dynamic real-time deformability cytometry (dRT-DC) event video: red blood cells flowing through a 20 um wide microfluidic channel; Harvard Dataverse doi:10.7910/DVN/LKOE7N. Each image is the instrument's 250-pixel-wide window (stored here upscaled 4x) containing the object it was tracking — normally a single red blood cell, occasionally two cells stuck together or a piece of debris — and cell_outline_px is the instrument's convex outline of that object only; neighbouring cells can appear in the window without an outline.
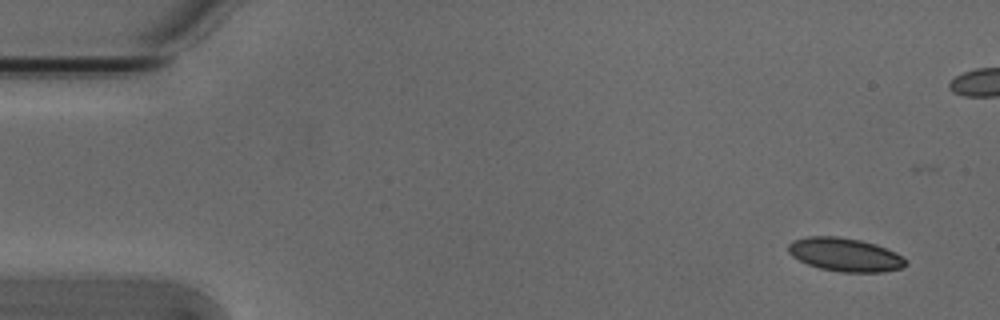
{"species": "Egyptian fruit bat (a non-hibernating species)", "species_latin": "Rousettus aegyptiacus", "temperature_condition": "cold", "stored_images_in_passage": 5, "camera_frame_rate_fps": 3000, "um_per_image_px": 0.085, "animal": {"sex": "male"}, "frame": {"image": 1, "passage_image": 1, "time_ms": 0.0, "image_size_px": [1000, 320], "cell_outline_px": [[908, 264], [900, 268], [884, 272], [840, 272], [820, 268], [808, 264], [792, 256], [788, 252], [788, 244], [792, 240], [808, 236], [840, 236], [860, 240], [876, 244], [896, 252], [904, 256], [908, 260]], "centroid_in_image_um": [71.85, 21.64], "position_along_channel_um": 13.1, "area_um2": 23.12}}